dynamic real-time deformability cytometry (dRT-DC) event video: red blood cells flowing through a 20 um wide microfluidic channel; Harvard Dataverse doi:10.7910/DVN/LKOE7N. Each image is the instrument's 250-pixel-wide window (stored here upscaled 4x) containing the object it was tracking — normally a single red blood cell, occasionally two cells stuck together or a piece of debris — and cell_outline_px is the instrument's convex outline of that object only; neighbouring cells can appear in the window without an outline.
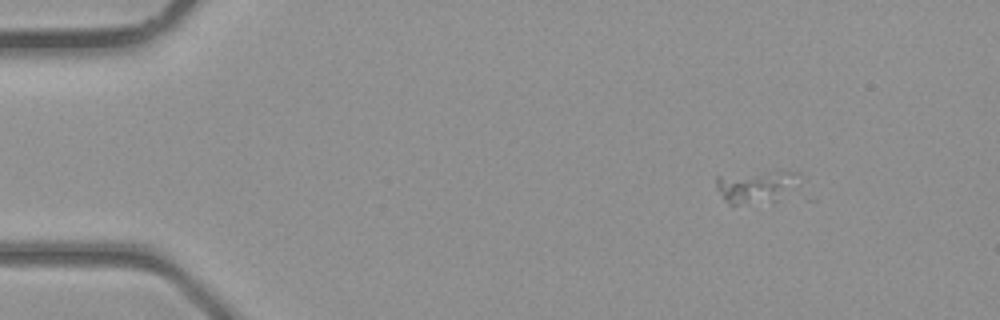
{"species": "common noctule bat (a hibernating species)", "species_latin": "Nyctalus noctula", "temperature_condition": "room temperature", "stored_images_in_passage": 6, "camera_frame_rate_fps": 3000, "um_per_image_px": 0.085, "animal": {"sex": "male", "body_mass_g": 23.1, "forearm_length_mm": 52.7}, "frame": {"image": 1, "passage_image": 5, "time_ms": 1.333, "image_size_px": [1000, 320], "cell_outline_px": [[800, 172], [776, 200], [772, 204], [728, 204], [724, 200], [716, 188], [716, 176], [780, 172]], "centroid_in_image_um": [64.08, 15.92], "position_along_channel_um": 20.9, "area_um2": 14.68}}